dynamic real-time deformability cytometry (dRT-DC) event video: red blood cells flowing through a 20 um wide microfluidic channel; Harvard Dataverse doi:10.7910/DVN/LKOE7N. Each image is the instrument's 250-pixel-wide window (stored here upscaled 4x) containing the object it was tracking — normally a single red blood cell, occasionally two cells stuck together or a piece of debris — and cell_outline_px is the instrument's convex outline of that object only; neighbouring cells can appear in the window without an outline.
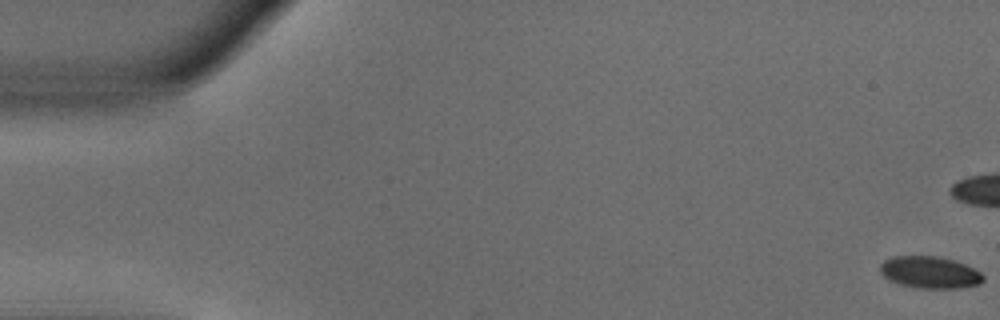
{"species": "common noctule bat (a hibernating species)", "species_latin": "Nyctalus noctula", "temperature_condition": "warm", "stored_images_in_passage": 42, "camera_frame_rate_fps": 3000, "um_per_image_px": 0.085, "animal": {"sex": "male", "body_mass_g": 18.8}, "frame": {"image": 1, "passage_image": 1, "time_ms": 0.0, "image_size_px": [1000, 320], "cell_outline_px": [[984, 280], [980, 284], [960, 288], [916, 288], [900, 284], [888, 280], [880, 272], [880, 264], [884, 260], [892, 256], [940, 256], [964, 264], [980, 272], [984, 276]], "centroid_in_image_um": [79.02, 23.15], "position_along_channel_um": 6.0, "area_um2": 19.25}}
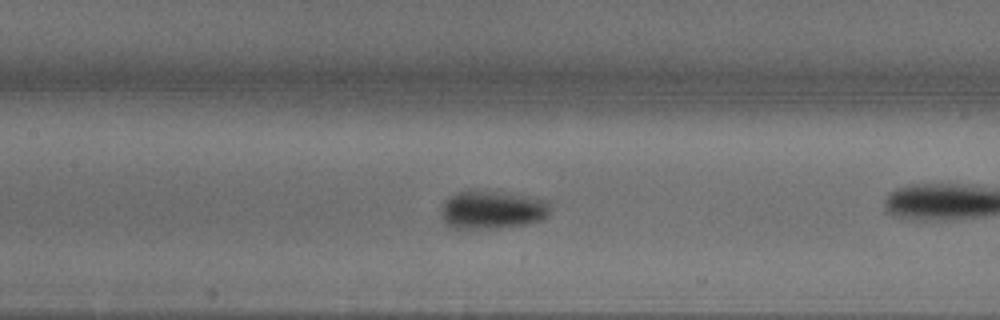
{"frame": {"image": 2, "passage_image": 25, "time_ms": 8.0, "image_size_px": [1000, 320], "cell_outline_px": [[548, 216], [540, 220], [528, 224], [468, 232], [452, 228], [440, 216], [440, 208], [456, 192], [492, 192], [524, 196], [548, 200]], "centroid_in_image_um": [41.79, 17.91], "position_along_channel_um": 165.6, "area_um2": 24.28}}
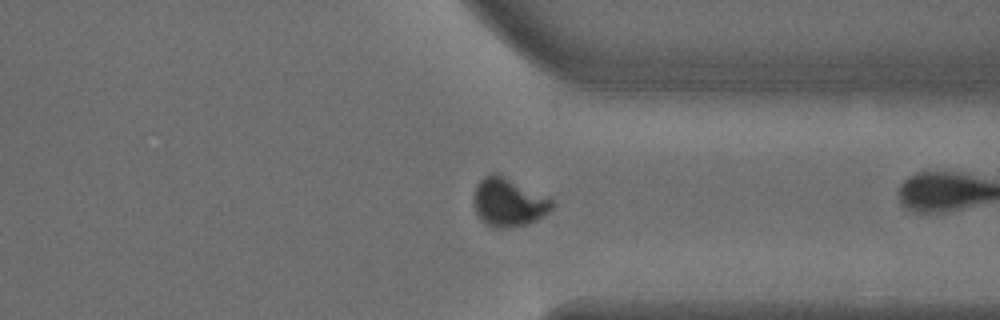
{"frame": {"image": 3, "passage_image": 41, "time_ms": 13.333, "image_size_px": [1000, 320], "cell_outline_px": [[556, 204], [548, 212], [536, 220], [528, 224], [508, 228], [496, 228], [488, 224], [476, 212], [472, 204], [472, 200], [476, 184], [484, 176], [492, 172], [500, 172], [552, 200]], "centroid_in_image_um": [43.2, 17.16], "position_along_channel_um": 368.2, "area_um2": 22.31}}